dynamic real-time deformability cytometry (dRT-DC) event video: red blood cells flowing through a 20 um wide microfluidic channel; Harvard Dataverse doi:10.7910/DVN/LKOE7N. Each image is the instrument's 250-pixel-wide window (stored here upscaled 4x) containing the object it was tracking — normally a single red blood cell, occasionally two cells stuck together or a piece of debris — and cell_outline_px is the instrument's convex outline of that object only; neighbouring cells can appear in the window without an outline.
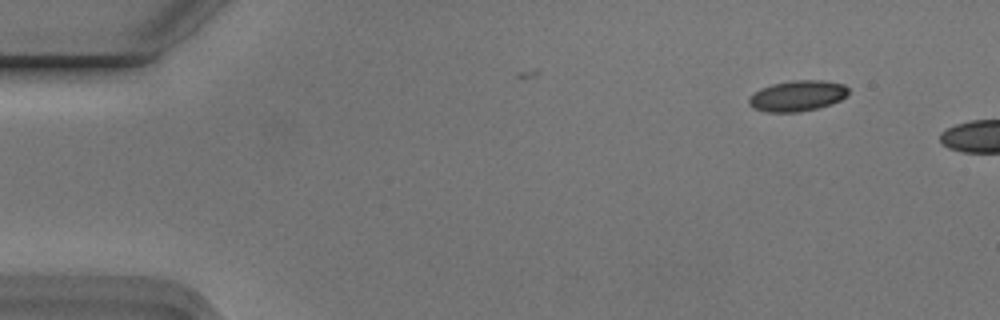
{"species": "Egyptian fruit bat (a non-hibernating species)", "species_latin": "Rousettus aegyptiacus", "temperature_condition": "cold", "stored_images_in_passage": 3, "camera_frame_rate_fps": 3000, "um_per_image_px": 0.085, "animal": {"sex": "male"}, "frame": {"image": 1, "passage_image": 1, "time_ms": 0.0, "image_size_px": [1000, 320], "cell_outline_px": [[848, 96], [832, 104], [800, 112], [768, 112], [752, 108], [748, 104], [748, 100], [760, 88], [772, 84], [792, 80], [824, 80], [844, 84], [848, 88]], "centroid_in_image_um": [67.8, 8.14], "position_along_channel_um": 17.2, "area_um2": 17.92}}